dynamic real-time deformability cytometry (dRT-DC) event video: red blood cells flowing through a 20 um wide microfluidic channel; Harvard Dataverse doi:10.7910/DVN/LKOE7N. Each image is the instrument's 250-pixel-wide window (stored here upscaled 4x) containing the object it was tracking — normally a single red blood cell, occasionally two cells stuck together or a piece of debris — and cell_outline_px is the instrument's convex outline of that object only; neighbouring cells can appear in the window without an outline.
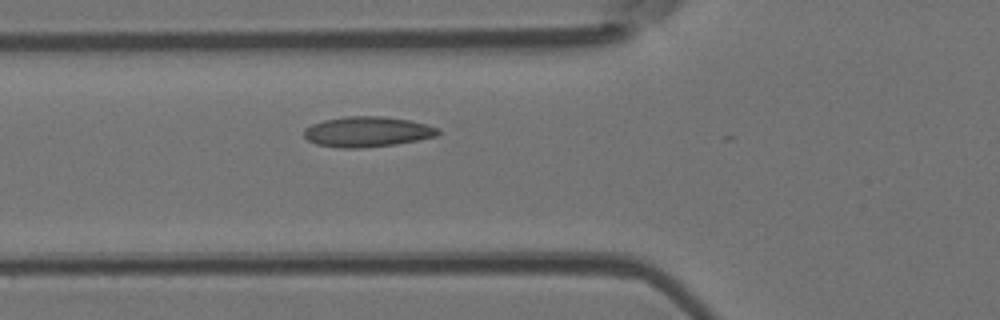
{"species": "Egyptian fruit bat (a non-hibernating species)", "species_latin": "Rousettus aegyptiacus", "temperature_condition": "room temperature", "stored_images_in_passage": 4, "camera_frame_rate_fps": 3000, "um_per_image_px": 0.085, "animal": {"sex": "female"}, "frame": {"image": 1, "passage_image": 4, "time_ms": 3.333, "image_size_px": [1000, 320], "cell_outline_px": [[440, 132], [436, 136], [396, 144], [360, 148], [340, 148], [316, 144], [308, 140], [304, 136], [304, 128], [312, 124], [324, 120], [348, 116], [380, 116], [412, 120], [440, 128]], "centroid_in_image_um": [31.22, 11.19], "position_along_channel_um": 94.6, "area_um2": 23.7}}